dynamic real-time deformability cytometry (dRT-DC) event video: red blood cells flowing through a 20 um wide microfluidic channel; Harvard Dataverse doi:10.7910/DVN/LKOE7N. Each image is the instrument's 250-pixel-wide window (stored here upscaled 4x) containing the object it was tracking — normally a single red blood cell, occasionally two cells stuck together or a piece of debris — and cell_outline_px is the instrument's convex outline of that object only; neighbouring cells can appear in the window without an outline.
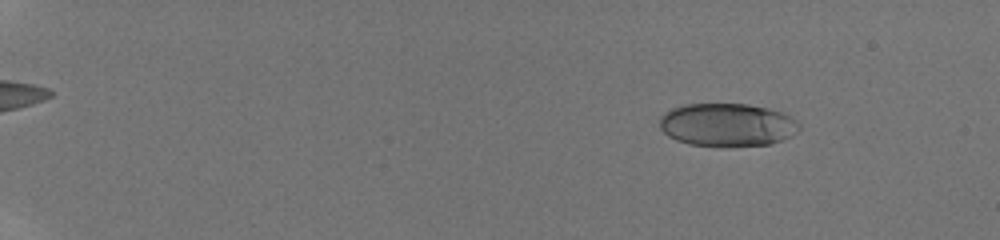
{"species": "human", "species_latin": "Homo sapiens", "temperature_condition": "room temperature", "stored_images_in_passage": 52, "camera_frame_rate_fps": 3000, "um_per_image_px": 0.085, "donor": {"sex": "male"}, "frame": {"image": 1, "passage_image": 8, "time_ms": 2.333, "image_size_px": [1000, 240], "cell_outline_px": [[800, 128], [792, 136], [768, 144], [724, 148], [688, 144], [676, 140], [668, 136], [660, 128], [660, 116], [664, 112], [672, 108], [684, 104], [748, 104], [768, 108], [780, 112], [796, 120], [800, 124]], "centroid_in_image_um": [61.78, 10.63], "position_along_channel_um": 23.2, "area_um2": 35.49}}
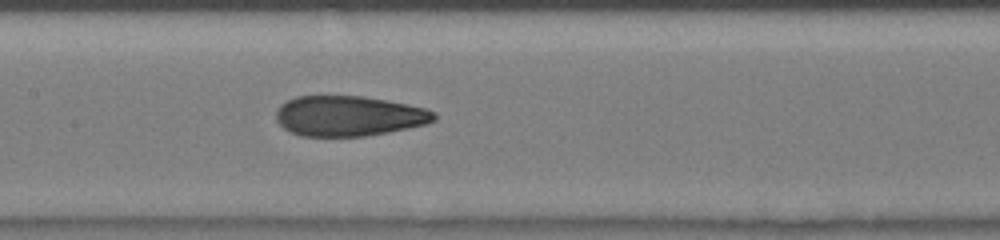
{"frame": {"image": 2, "passage_image": 30, "time_ms": 9.667, "image_size_px": [1000, 240], "cell_outline_px": [[436, 120], [424, 124], [408, 128], [388, 132], [364, 136], [304, 136], [292, 132], [284, 128], [276, 120], [276, 112], [280, 104], [296, 96], [364, 96], [424, 108], [436, 112]], "centroid_in_image_um": [29.63, 9.85], "position_along_channel_um": 177.8, "area_um2": 36.82}}
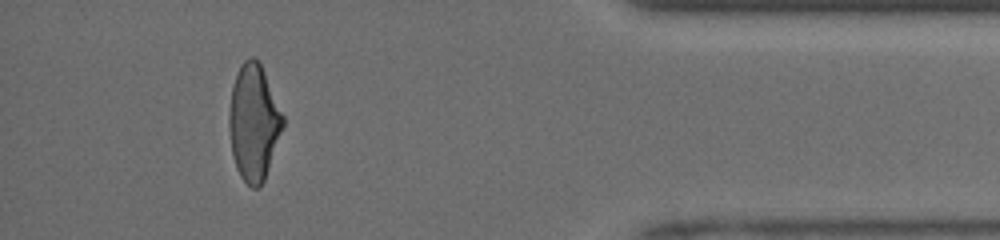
{"frame": {"image": 3, "passage_image": 49, "time_ms": 16.0, "image_size_px": [1000, 240], "cell_outline_px": [[284, 124], [264, 180], [260, 188], [252, 188], [240, 176], [236, 168], [232, 152], [228, 124], [228, 112], [232, 88], [240, 64], [244, 60], [252, 56], [260, 64], [264, 72], [284, 116]], "centroid_in_image_um": [21.55, 10.42], "position_along_channel_um": 413.6, "area_um2": 36.07}, "authors_computed_cell_mechanics": {"area_um2": 36.8186, "velocity_mm_per_s": 4.2452, "shape_relaxation_time_tau1_ms": 5.8963, "shape_relaxation_time_tau2_ms": 1.1055, "deformation_change_tau1": 0.2182, "deformation_change_tau2": 0.087}}